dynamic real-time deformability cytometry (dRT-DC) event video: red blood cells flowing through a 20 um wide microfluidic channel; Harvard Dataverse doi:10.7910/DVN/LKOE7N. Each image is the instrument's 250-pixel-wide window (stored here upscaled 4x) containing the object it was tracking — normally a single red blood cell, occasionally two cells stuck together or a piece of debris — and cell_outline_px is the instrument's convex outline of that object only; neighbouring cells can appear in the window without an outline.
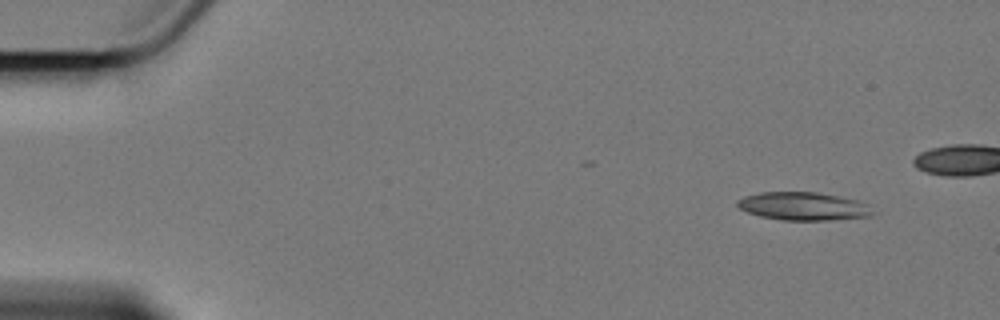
{"species": "Egyptian fruit bat (a non-hibernating species)", "species_latin": "Rousettus aegyptiacus", "temperature_condition": "cold", "stored_images_in_passage": 8, "camera_frame_rate_fps": 3000, "um_per_image_px": 0.085, "animal": {"sex": "female"}, "frame": {"image": 1, "passage_image": 1, "time_ms": 0.0, "image_size_px": [1000, 320], "cell_outline_px": [[876, 212], [872, 216], [828, 220], [780, 220], [760, 216], [748, 212], [740, 208], [736, 204], [736, 200], [744, 196], [760, 192], [816, 192], [856, 200], [872, 204]], "centroid_in_image_um": [68.33, 17.53], "position_along_channel_um": 16.7, "area_um2": 22.37}}
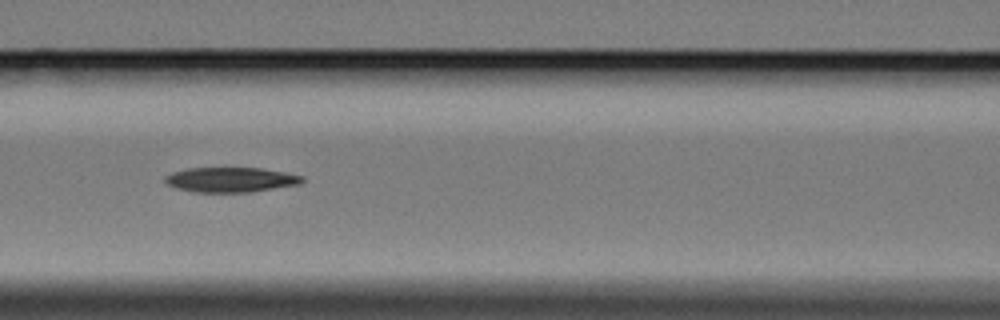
{"frame": {"image": 2, "passage_image": 7, "time_ms": 7.0, "image_size_px": [1000, 320], "cell_outline_px": [[304, 180], [300, 184], [248, 192], [192, 192], [176, 188], [168, 184], [164, 180], [164, 176], [172, 172], [188, 168], [260, 168], [284, 172], [304, 176]], "centroid_in_image_um": [19.59, 15.27], "position_along_channel_um": 147.0, "area_um2": 19.83}}
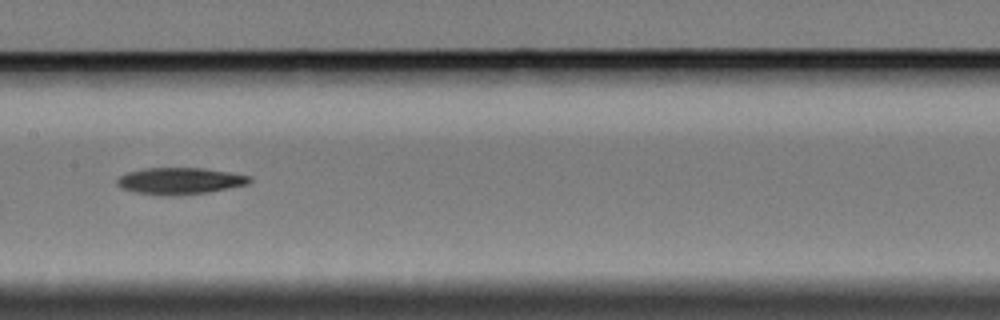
{"frame": {"image": 3, "passage_image": 8, "time_ms": 8.333, "image_size_px": [1000, 320], "cell_outline_px": [[252, 180], [248, 184], [208, 192], [136, 192], [120, 188], [116, 184], [116, 180], [120, 176], [128, 172], [144, 168], [204, 168], [252, 176]], "centroid_in_image_um": [15.32, 15.32], "position_along_channel_um": 192.1, "area_um2": 19.48}}